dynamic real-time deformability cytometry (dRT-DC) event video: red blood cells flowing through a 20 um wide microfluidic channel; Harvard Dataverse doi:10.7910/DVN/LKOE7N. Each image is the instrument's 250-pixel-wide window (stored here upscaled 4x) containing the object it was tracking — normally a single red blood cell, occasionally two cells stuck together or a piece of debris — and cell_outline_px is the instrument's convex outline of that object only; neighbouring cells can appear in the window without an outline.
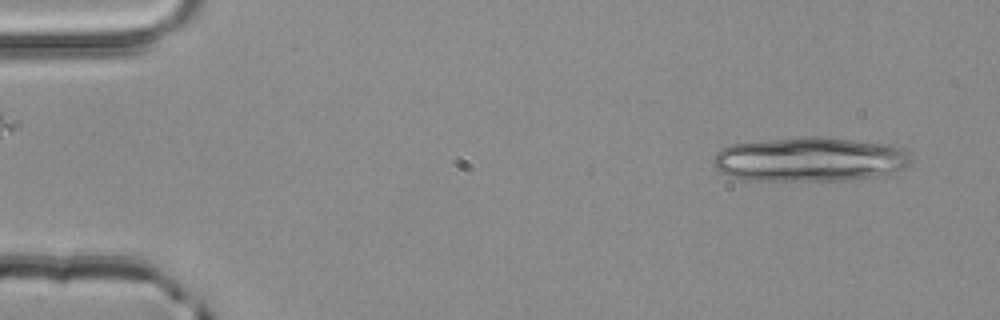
{"species": "common noctule bat (a hibernating species)", "species_latin": "Nyctalus noctula", "temperature_condition": "room temperature", "stored_images_in_passage": 2, "segment_of_instrument_passage": [2, 2], "camera_frame_rate_fps": 3000, "um_per_image_px": 0.085, "animal": {"sex": "male", "body_mass_g": 20.4}, "frame": {"image": 1, "passage_image": 2, "time_ms": 0.333, "image_size_px": [1000, 320], "cell_outline_px": [[912, 160], [904, 168], [892, 176], [844, 180], [744, 180], [720, 172], [716, 168], [712, 160], [716, 152], [732, 144], [796, 136], [824, 136], [892, 144], [904, 148], [908, 152]], "centroid_in_image_um": [68.93, 13.54], "position_along_channel_um": 16.1, "area_um2": 52.19}}